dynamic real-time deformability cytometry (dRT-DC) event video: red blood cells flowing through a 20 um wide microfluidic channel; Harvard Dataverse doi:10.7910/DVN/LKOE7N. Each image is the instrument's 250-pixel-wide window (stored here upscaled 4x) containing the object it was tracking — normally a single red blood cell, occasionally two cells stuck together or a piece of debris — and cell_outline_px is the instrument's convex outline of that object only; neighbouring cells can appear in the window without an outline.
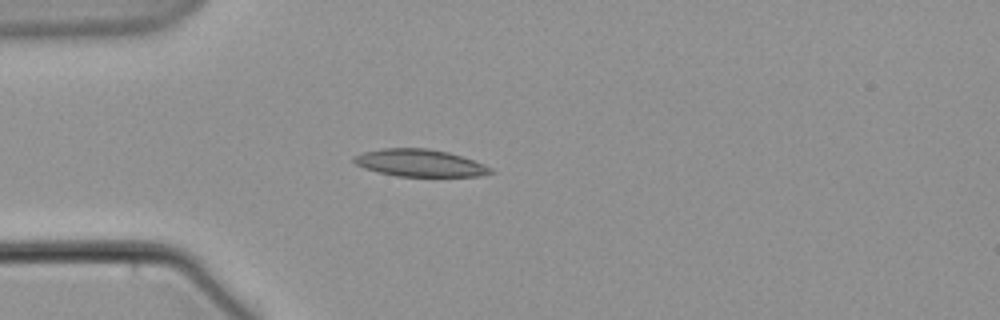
{"species": "common noctule bat (a hibernating species)", "species_latin": "Nyctalus noctula", "temperature_condition": "warm", "stored_images_in_passage": 5, "camera_frame_rate_fps": 3000, "um_per_image_px": 0.085, "animal": {"sex": "male", "body_mass_g": 21.5, "forearm_length_mm": 52.0}, "frame": {"image": 1, "passage_image": 5, "time_ms": 5.0, "image_size_px": [1000, 320], "cell_outline_px": [[492, 172], [480, 176], [396, 176], [376, 172], [364, 168], [356, 164], [352, 160], [352, 156], [364, 152], [384, 148], [428, 148], [448, 152], [484, 164], [492, 168]], "centroid_in_image_um": [35.64, 13.85], "position_along_channel_um": 49.4, "area_um2": 21.62}}